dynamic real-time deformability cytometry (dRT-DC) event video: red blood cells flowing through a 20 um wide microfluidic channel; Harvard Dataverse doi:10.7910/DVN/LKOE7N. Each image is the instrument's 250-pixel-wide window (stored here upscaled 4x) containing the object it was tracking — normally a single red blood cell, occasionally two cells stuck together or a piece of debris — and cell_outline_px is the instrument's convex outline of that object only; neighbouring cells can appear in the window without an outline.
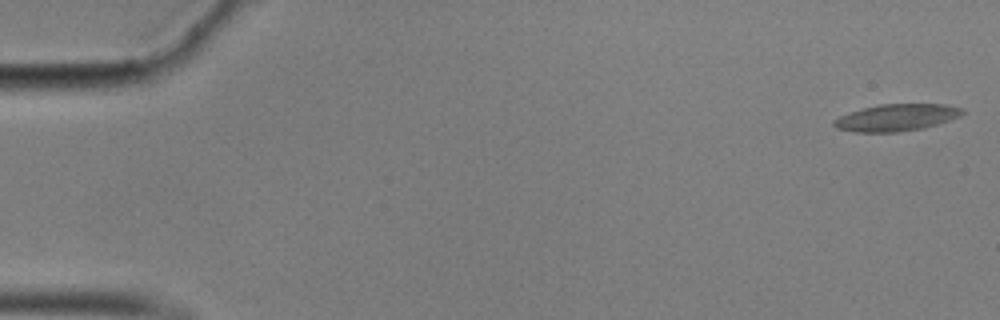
{"species": "common noctule bat (a hibernating species)", "species_latin": "Nyctalus noctula", "temperature_condition": "cold", "stored_images_in_passage": 10, "camera_frame_rate_fps": 3000, "um_per_image_px": 0.085, "animal": {"sex": "male", "body_mass_g": 17.9}, "frame": {"image": 1, "passage_image": 1, "time_ms": 0.0, "image_size_px": [1000, 320], "cell_outline_px": [[964, 112], [960, 116], [924, 128], [896, 132], [856, 132], [836, 128], [832, 124], [832, 120], [840, 116], [864, 108], [880, 104], [944, 104], [964, 108]], "centroid_in_image_um": [76.2, 9.99], "position_along_channel_um": 8.8, "area_um2": 20.0}}